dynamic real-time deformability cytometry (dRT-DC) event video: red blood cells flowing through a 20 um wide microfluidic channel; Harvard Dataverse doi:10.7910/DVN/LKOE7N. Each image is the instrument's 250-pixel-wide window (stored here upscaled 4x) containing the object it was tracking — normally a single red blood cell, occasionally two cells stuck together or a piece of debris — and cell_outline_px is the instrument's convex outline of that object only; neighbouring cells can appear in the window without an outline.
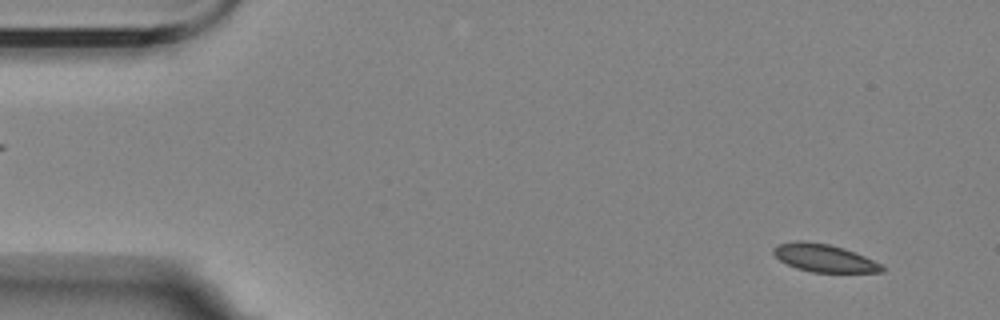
{"species": "Egyptian fruit bat (a non-hibernating species)", "species_latin": "Rousettus aegyptiacus", "temperature_condition": "room temperature", "stored_images_in_passage": 7, "camera_frame_rate_fps": 3000, "um_per_image_px": 0.085, "animal": {"sex": "female"}, "frame": {"image": 1, "passage_image": 1, "time_ms": 0.0, "image_size_px": [1000, 320], "cell_outline_px": [[884, 272], [812, 272], [796, 268], [780, 260], [772, 252], [772, 248], [776, 244], [796, 240], [804, 240], [828, 244], [844, 248], [856, 252], [880, 264], [884, 268]], "centroid_in_image_um": [70.01, 21.91], "position_along_channel_um": 15.0, "area_um2": 17.57}}
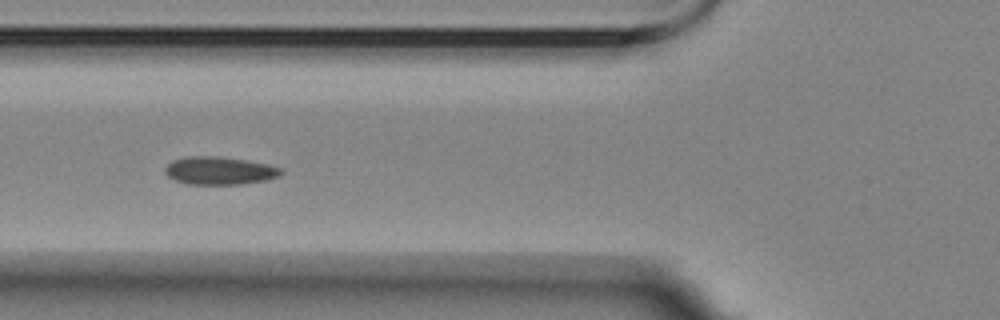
{"frame": {"image": 2, "passage_image": 6, "time_ms": 5.667, "image_size_px": [1000, 320], "cell_outline_px": [[284, 172], [280, 176], [268, 180], [240, 184], [188, 184], [176, 180], [168, 176], [164, 172], [164, 168], [172, 160], [188, 156], [216, 156], [244, 160], [268, 164], [280, 168]], "centroid_in_image_um": [18.66, 14.51], "position_along_channel_um": 107.1, "area_um2": 18.84}}
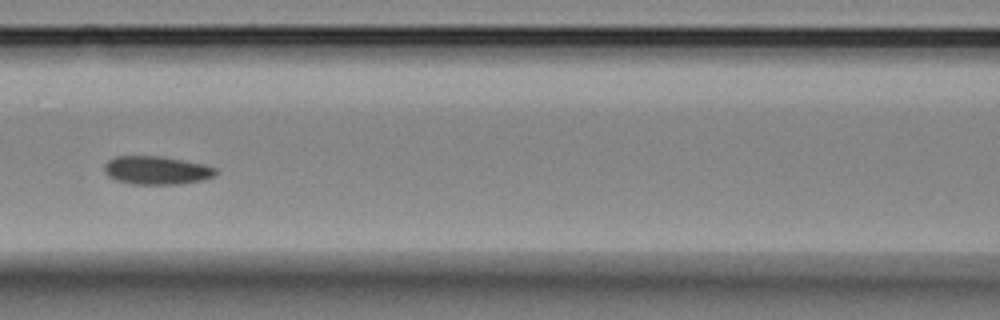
{"frame": {"image": 3, "passage_image": 7, "time_ms": 7.0, "image_size_px": [1000, 320], "cell_outline_px": [[216, 176], [200, 180], [180, 184], [132, 184], [116, 180], [108, 176], [104, 172], [104, 164], [108, 160], [116, 156], [160, 156], [184, 160], [204, 164], [216, 168]], "centroid_in_image_um": [13.29, 14.47], "position_along_channel_um": 153.3, "area_um2": 18.44}}